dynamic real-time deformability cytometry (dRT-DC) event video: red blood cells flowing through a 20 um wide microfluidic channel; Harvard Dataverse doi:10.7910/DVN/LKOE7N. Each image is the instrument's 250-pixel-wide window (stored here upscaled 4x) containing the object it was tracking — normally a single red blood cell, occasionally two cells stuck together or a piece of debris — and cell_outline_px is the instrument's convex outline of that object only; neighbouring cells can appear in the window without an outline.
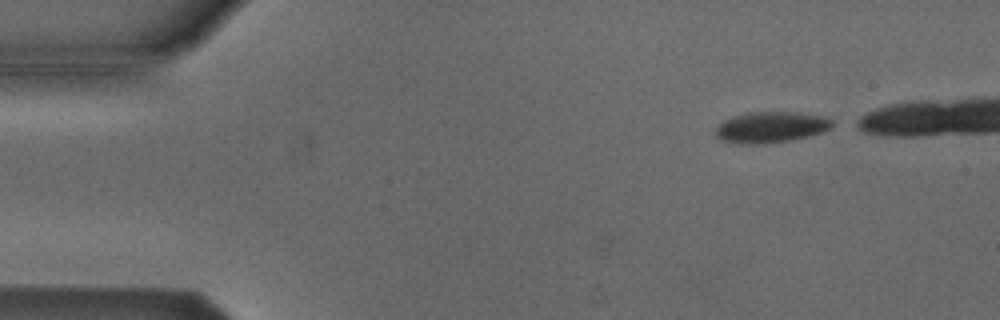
{"species": "Egyptian fruit bat (a non-hibernating species)", "species_latin": "Rousettus aegyptiacus", "temperature_condition": "cold", "stored_images_in_passage": 39, "camera_frame_rate_fps": 3000, "um_per_image_px": 0.085, "animal": {"sex": "male"}, "frame": {"image": 1, "passage_image": 2, "time_ms": 0.333, "image_size_px": [1000, 320], "cell_outline_px": [[832, 128], [808, 136], [792, 140], [764, 144], [740, 144], [720, 140], [716, 136], [716, 128], [724, 120], [732, 116], [748, 112], [800, 112], [824, 116], [832, 120]], "centroid_in_image_um": [65.52, 10.81], "position_along_channel_um": 19.5, "area_um2": 21.21}}
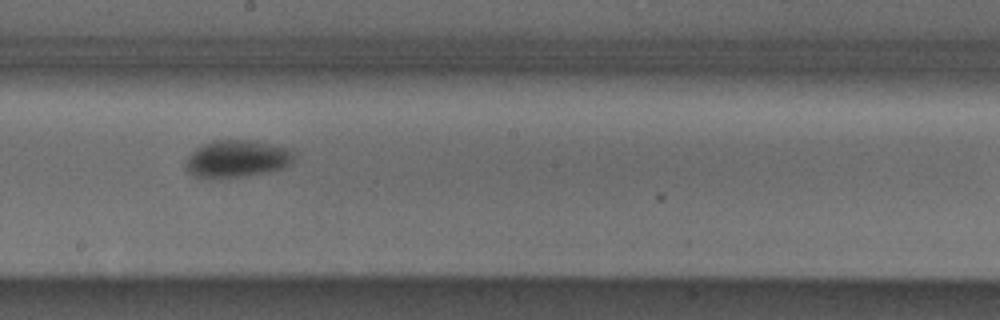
{"frame": {"image": 2, "passage_image": 25, "time_ms": 8.0, "image_size_px": [1000, 320], "cell_outline_px": [[296, 152], [292, 160], [284, 168], [248, 176], [212, 180], [200, 180], [188, 172], [184, 164], [188, 156], [196, 148], [212, 140], [256, 140], [292, 148]], "centroid_in_image_um": [20.12, 13.52], "position_along_channel_um": 228.1, "area_um2": 24.39}}
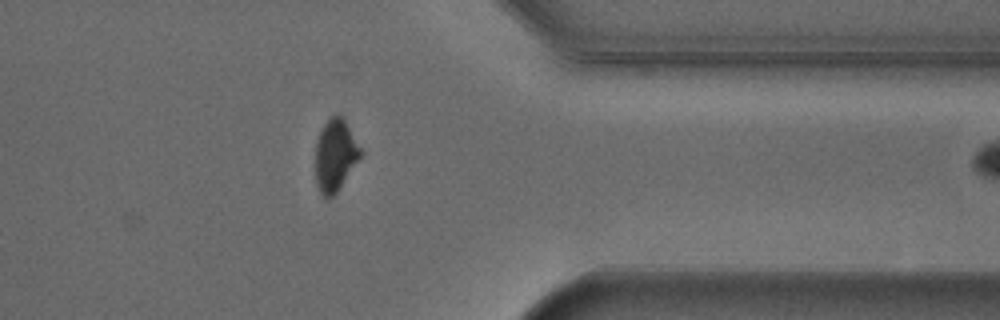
{"frame": {"image": 3, "passage_image": 38, "time_ms": 12.333, "image_size_px": [1000, 320], "cell_outline_px": [[364, 152], [340, 188], [328, 200], [320, 192], [316, 184], [316, 144], [320, 132], [324, 124], [336, 112], [344, 116]], "centroid_in_image_um": [28.53, 13.16], "position_along_channel_um": 382.9, "area_um2": 19.19}}